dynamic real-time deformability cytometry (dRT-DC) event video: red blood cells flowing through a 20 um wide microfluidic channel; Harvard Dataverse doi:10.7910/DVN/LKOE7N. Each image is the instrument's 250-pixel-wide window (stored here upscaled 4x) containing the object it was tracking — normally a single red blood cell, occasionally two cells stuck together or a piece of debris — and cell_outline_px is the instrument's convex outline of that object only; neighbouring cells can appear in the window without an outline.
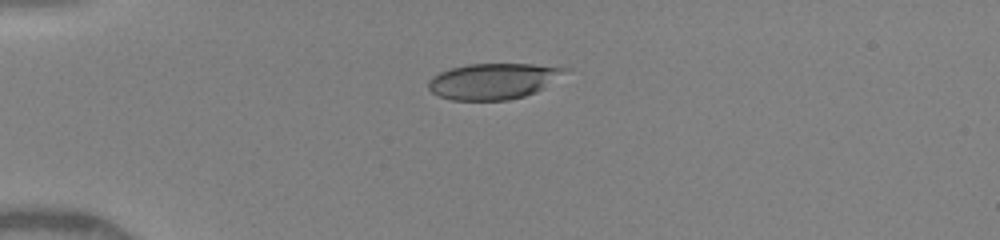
{"species": "human", "species_latin": "Homo sapiens", "temperature_condition": "warm", "stored_images_in_passage": 8, "camera_frame_rate_fps": 3000, "um_per_image_px": 0.085, "donor": {"sex": "female"}, "frame": {"image": 1, "passage_image": 1, "time_ms": 0.0, "image_size_px": [1000, 240], "cell_outline_px": [[568, 68], [544, 88], [536, 92], [524, 96], [508, 100], [452, 100], [440, 96], [432, 92], [428, 88], [428, 80], [432, 76], [440, 72], [452, 68], [468, 64], [532, 64]], "centroid_in_image_um": [41.87, 6.9], "position_along_channel_um": 43.1, "area_um2": 28.21}}
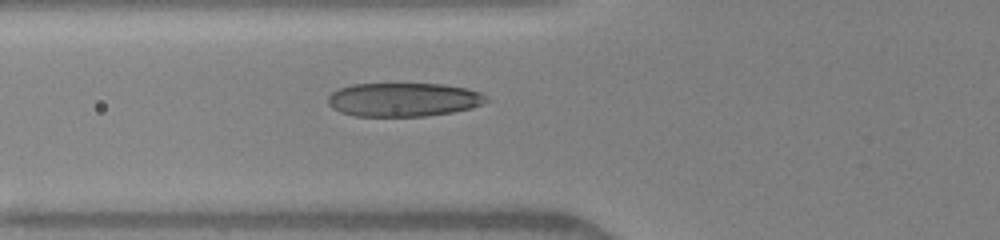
{"frame": {"image": 2, "passage_image": 6, "time_ms": 2.0, "image_size_px": [1000, 240], "cell_outline_px": [[492, 100], [472, 108], [452, 112], [424, 116], [352, 116], [340, 112], [332, 108], [328, 104], [328, 96], [332, 92], [340, 88], [352, 84], [444, 84], [468, 88], [480, 92], [488, 96]], "centroid_in_image_um": [34.33, 8.47], "position_along_channel_um": 91.5, "area_um2": 31.44}}